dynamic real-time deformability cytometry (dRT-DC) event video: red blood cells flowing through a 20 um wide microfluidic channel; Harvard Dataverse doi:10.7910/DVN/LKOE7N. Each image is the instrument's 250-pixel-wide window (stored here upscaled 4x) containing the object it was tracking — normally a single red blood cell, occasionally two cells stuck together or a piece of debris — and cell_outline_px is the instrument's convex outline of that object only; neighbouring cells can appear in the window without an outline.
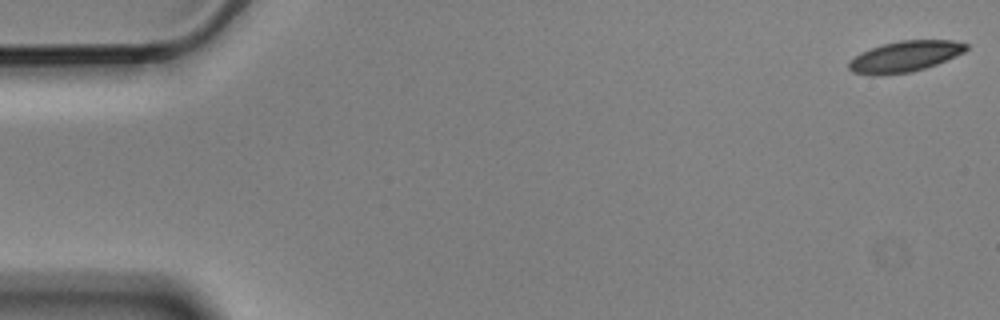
{"species": "Egyptian fruit bat (a non-hibernating species)", "species_latin": "Rousettus aegyptiacus", "temperature_condition": "cold", "stored_images_in_passage": 4, "camera_frame_rate_fps": 3000, "um_per_image_px": 0.085, "animal": {"sex": "male"}, "frame": {"image": 1, "passage_image": 1, "time_ms": 0.0, "image_size_px": [1000, 320], "cell_outline_px": [[968, 48], [964, 52], [956, 56], [936, 64], [912, 72], [880, 76], [872, 76], [852, 72], [848, 68], [848, 60], [860, 52], [884, 44], [900, 40], [952, 40], [968, 44]], "centroid_in_image_um": [76.87, 4.81], "position_along_channel_um": 8.1, "area_um2": 21.33}}